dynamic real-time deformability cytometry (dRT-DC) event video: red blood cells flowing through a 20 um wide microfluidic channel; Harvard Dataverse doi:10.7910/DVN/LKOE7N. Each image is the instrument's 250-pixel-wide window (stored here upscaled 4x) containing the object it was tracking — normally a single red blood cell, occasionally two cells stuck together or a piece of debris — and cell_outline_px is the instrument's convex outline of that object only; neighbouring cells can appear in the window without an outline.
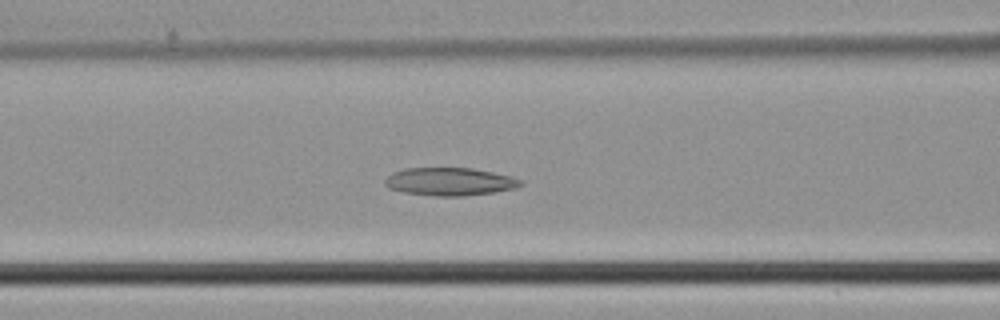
{"species": "common noctule bat (a hibernating species)", "species_latin": "Nyctalus noctula", "temperature_condition": "cold", "stored_images_in_passage": 34, "camera_frame_rate_fps": 3000, "um_per_image_px": 0.085, "animal": {"sex": "male", "body_mass_g": 21.5, "forearm_length_mm": 52.0}, "frame": {"image": 1, "passage_image": 7, "time_ms": 2.0, "image_size_px": [1000, 320], "cell_outline_px": [[524, 184], [516, 188], [492, 192], [464, 196], [436, 196], [404, 192], [388, 188], [384, 184], [384, 180], [392, 172], [404, 168], [472, 168], [512, 176], [524, 180]], "centroid_in_image_um": [38.24, 15.43], "position_along_channel_um": 128.4, "area_um2": 22.2}}
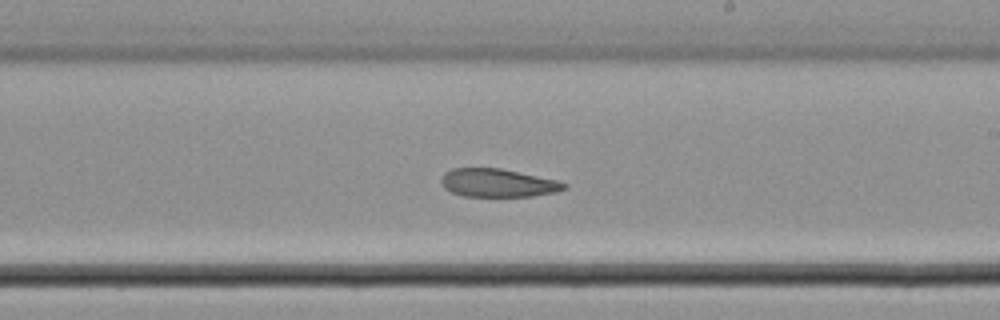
{"frame": {"image": 2, "passage_image": 15, "time_ms": 4.667, "image_size_px": [1000, 320], "cell_outline_px": [[568, 188], [556, 192], [532, 196], [464, 196], [452, 192], [444, 188], [440, 180], [444, 172], [452, 168], [500, 168], [556, 180], [568, 184]], "centroid_in_image_um": [42.31, 15.54], "position_along_channel_um": 246.7, "area_um2": 20.17}}
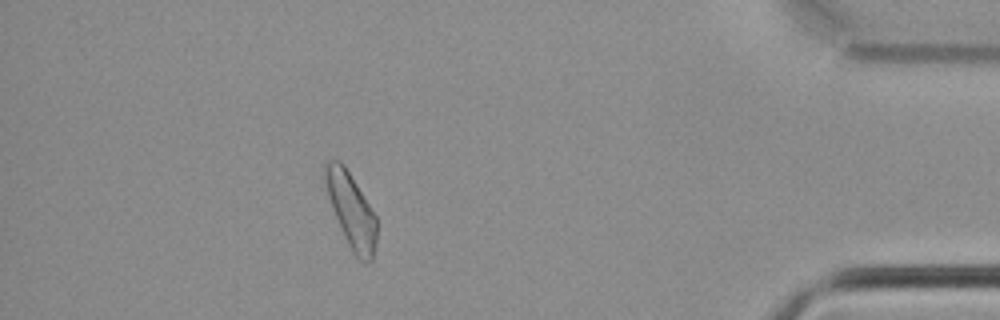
{"frame": {"image": 3, "passage_image": 29, "time_ms": 9.333, "image_size_px": [1000, 320], "cell_outline_px": [[376, 244], [372, 260], [368, 264], [364, 264], [352, 252], [344, 236], [332, 208], [324, 184], [324, 164], [328, 160], [340, 160], [344, 164], [376, 216]], "centroid_in_image_um": [29.84, 17.89], "position_along_channel_um": 405.4, "area_um2": 22.37}}